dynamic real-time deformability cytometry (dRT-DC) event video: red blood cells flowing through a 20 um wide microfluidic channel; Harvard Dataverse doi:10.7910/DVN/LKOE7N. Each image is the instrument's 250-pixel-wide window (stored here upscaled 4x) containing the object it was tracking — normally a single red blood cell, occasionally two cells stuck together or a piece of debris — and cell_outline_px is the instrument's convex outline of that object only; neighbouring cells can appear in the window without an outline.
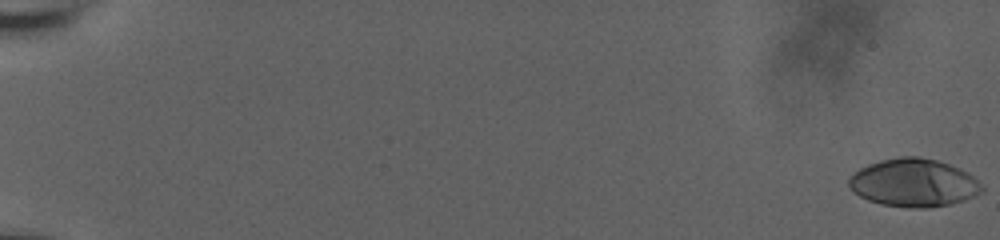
{"species": "human", "species_latin": "Homo sapiens", "temperature_condition": "room temperature", "stored_images_in_passage": 60, "camera_frame_rate_fps": 3000, "um_per_image_px": 0.085, "donor": {"sex": "male"}, "frame": {"image": 1, "passage_image": 1, "time_ms": 0.0, "image_size_px": [1000, 240], "cell_outline_px": [[984, 192], [976, 196], [964, 200], [948, 204], [928, 208], [912, 208], [880, 204], [868, 200], [860, 196], [848, 184], [848, 180], [860, 168], [868, 164], [880, 160], [900, 156], [920, 156], [936, 160], [960, 168], [968, 172], [984, 188]], "centroid_in_image_um": [77.69, 15.53], "position_along_channel_um": 7.3, "area_um2": 37.17}}
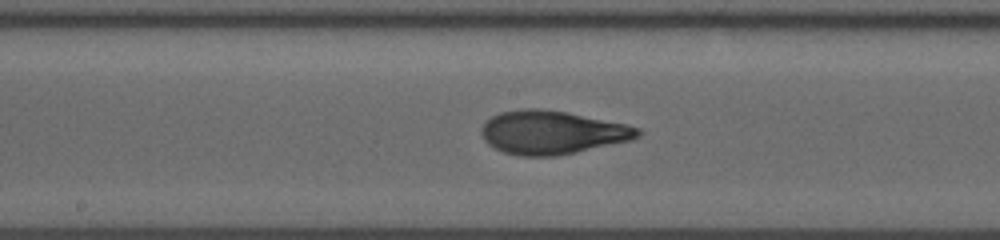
{"frame": {"image": 2, "passage_image": 35, "time_ms": 11.333, "image_size_px": [1000, 240], "cell_outline_px": [[644, 132], [640, 136], [632, 140], [576, 152], [556, 156], [520, 156], [504, 152], [488, 144], [484, 140], [480, 132], [480, 128], [492, 116], [500, 112], [524, 108], [536, 108], [564, 112], [628, 124], [640, 128]], "centroid_in_image_um": [46.95, 11.26], "position_along_channel_um": 201.3, "area_um2": 39.59}}
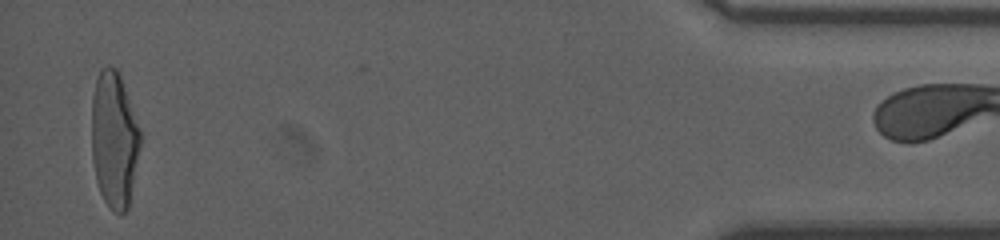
{"frame": {"image": 3, "passage_image": 59, "time_ms": 19.333, "image_size_px": [1000, 240], "cell_outline_px": [[140, 144], [128, 208], [120, 216], [112, 212], [108, 208], [100, 192], [96, 180], [92, 160], [92, 96], [96, 80], [100, 68], [108, 64], [116, 68], [120, 76], [140, 128]], "centroid_in_image_um": [9.69, 11.88], "position_along_channel_um": 425.5, "area_um2": 38.67}}